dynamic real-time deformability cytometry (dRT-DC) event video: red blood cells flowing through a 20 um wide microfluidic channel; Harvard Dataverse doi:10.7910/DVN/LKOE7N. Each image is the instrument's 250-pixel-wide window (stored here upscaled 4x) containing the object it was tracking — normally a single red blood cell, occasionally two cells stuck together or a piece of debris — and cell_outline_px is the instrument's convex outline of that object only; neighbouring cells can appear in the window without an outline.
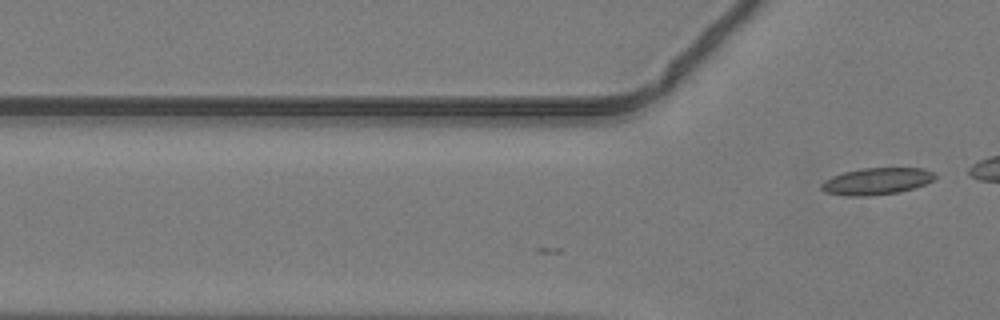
{"species": "common noctule bat (a hibernating species)", "species_latin": "Nyctalus noctula", "temperature_condition": "warm", "stored_images_in_passage": 3, "camera_frame_rate_fps": 3000, "um_per_image_px": 0.085, "animal": {"sex": "male", "body_mass_g": 19.2, "forearm_length_mm": 51.8}, "frame": {"image": 1, "passage_image": 3, "time_ms": 0.667, "image_size_px": [1000, 320], "cell_outline_px": [[936, 176], [932, 180], [924, 184], [900, 192], [868, 196], [848, 196], [824, 192], [820, 188], [820, 184], [824, 180], [832, 176], [844, 172], [860, 168], [924, 168], [932, 172]], "centroid_in_image_um": [74.46, 15.4], "position_along_channel_um": 51.3, "area_um2": 17.74}}